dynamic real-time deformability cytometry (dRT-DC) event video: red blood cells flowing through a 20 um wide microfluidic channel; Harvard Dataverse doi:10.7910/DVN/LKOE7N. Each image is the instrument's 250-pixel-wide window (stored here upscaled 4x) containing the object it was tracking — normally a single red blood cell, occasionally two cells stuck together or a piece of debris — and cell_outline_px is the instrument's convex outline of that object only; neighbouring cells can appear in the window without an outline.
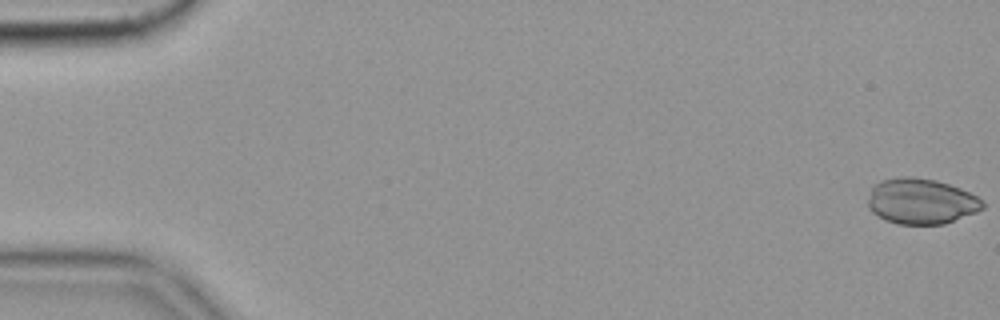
{"species": "common noctule bat (a hibernating species)", "species_latin": "Nyctalus noctula", "temperature_condition": "cold", "stored_images_in_passage": 12, "camera_frame_rate_fps": 3000, "um_per_image_px": 0.085, "animal": {"sex": "female", "body_mass_g": 19.9}, "frame": {"image": 1, "passage_image": 1, "time_ms": 0.0, "image_size_px": [1000, 320], "cell_outline_px": [[984, 208], [976, 212], [944, 224], [896, 224], [872, 212], [868, 208], [868, 200], [872, 184], [884, 180], [908, 176], [936, 180], [960, 188], [984, 200]], "centroid_in_image_um": [78.3, 17.11], "position_along_channel_um": 6.7, "area_um2": 30.35}}